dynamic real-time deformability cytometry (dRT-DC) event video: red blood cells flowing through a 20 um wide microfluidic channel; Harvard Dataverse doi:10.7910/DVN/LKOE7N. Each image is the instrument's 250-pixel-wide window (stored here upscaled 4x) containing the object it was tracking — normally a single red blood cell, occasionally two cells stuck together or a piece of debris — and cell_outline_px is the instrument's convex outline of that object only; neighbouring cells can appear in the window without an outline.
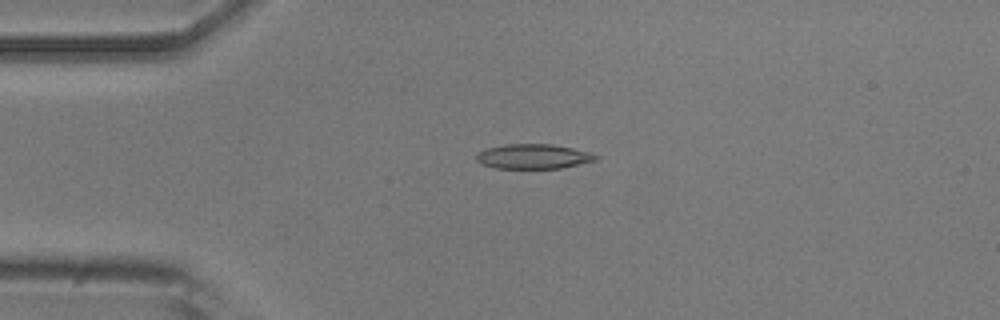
{"species": "common noctule bat (a hibernating species)", "species_latin": "Nyctalus noctula", "temperature_condition": "room temperature", "stored_images_in_passage": 39, "camera_frame_rate_fps": 3000, "um_per_image_px": 0.085, "animal": {"sex": "male", "body_mass_g": 20.5, "forearm_length_mm": 52.5}, "frame": {"image": 1, "passage_image": 5, "time_ms": 1.333, "image_size_px": [1000, 320], "cell_outline_px": [[600, 156], [596, 160], [560, 168], [496, 168], [480, 164], [476, 160], [476, 156], [480, 152], [488, 148], [508, 144], [552, 144], [592, 152]], "centroid_in_image_um": [45.36, 13.3], "position_along_channel_um": 39.6, "area_um2": 17.11}}
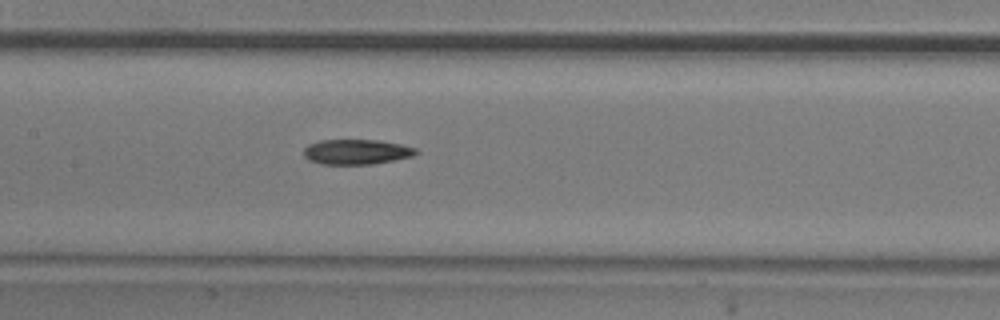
{"frame": {"image": 2, "passage_image": 18, "time_ms": 5.667, "image_size_px": [1000, 320], "cell_outline_px": [[420, 152], [412, 156], [372, 164], [320, 164], [308, 160], [304, 156], [304, 148], [308, 144], [320, 140], [376, 140], [400, 144], [416, 148]], "centroid_in_image_um": [30.27, 12.9], "position_along_channel_um": 177.1, "area_um2": 16.36}}
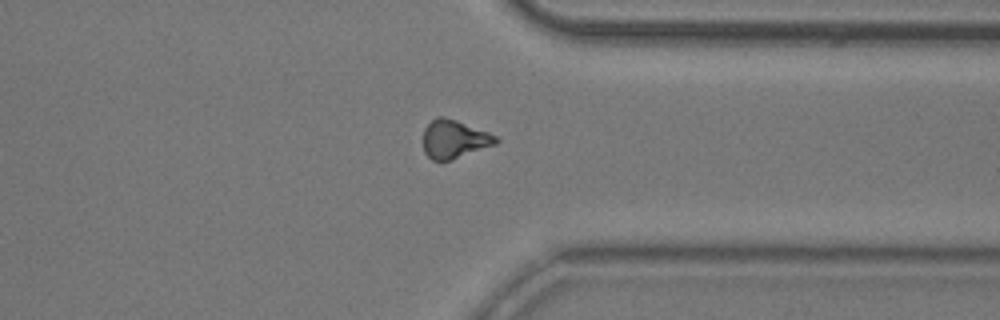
{"frame": {"image": 3, "passage_image": 34, "time_ms": 11.0, "image_size_px": [1000, 320], "cell_outline_px": [[500, 140], [496, 144], [452, 160], [432, 160], [424, 152], [424, 128], [436, 116], [444, 116], [456, 120], [488, 132], [496, 136]], "centroid_in_image_um": [38.61, 11.82], "position_along_channel_um": 372.8, "area_um2": 16.18}, "authors_computed_cell_mechanics": {"area_um2": 16.5308, "velocity_mm_per_s": 3.7327, "shape_relaxation_time_tau1_ms": 8.5873, "shape_relaxation_time_tau2_ms": null, "deformation_change_tau1": 0.1872, "deformation_change_tau2": null}}